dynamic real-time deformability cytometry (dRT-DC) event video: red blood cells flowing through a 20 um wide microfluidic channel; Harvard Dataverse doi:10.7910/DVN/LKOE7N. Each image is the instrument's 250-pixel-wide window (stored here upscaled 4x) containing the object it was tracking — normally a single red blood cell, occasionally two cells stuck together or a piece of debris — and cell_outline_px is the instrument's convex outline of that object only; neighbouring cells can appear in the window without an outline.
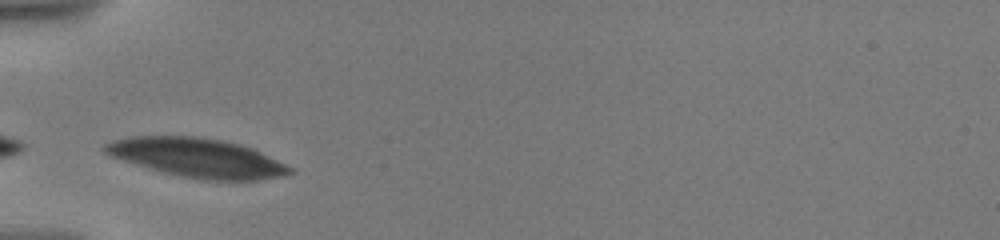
{"species": "human", "species_latin": "Homo sapiens", "temperature_condition": "warm", "stored_images_in_passage": 26, "camera_frame_rate_fps": 3000, "um_per_image_px": 0.085, "donor": {"sex": "male"}, "frame": {"image": 1, "passage_image": 1, "time_ms": 0.0, "image_size_px": [1000, 240], "cell_outline_px": [[296, 172], [284, 176], [256, 180], [204, 180], [164, 172], [136, 164], [112, 156], [104, 152], [100, 148], [104, 144], [112, 140], [128, 136], [200, 136], [224, 140], [240, 144], [252, 148], [296, 168]], "centroid_in_image_um": [16.82, 13.4], "position_along_channel_um": 68.2, "area_um2": 42.19}}
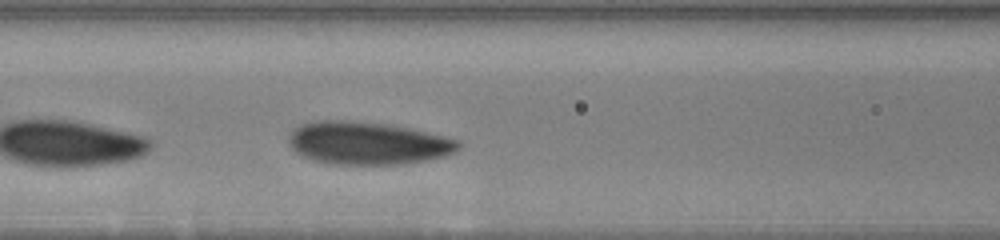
{"frame": {"image": 2, "passage_image": 9, "time_ms": 2.0, "image_size_px": [1000, 240], "cell_outline_px": [[460, 148], [444, 156], [424, 160], [400, 164], [336, 164], [316, 160], [304, 156], [296, 152], [292, 148], [288, 140], [288, 136], [296, 128], [304, 124], [320, 120], [344, 120], [384, 124], [424, 132], [456, 140], [460, 144]], "centroid_in_image_um": [31.2, 12.17], "position_along_channel_um": 135.4, "area_um2": 41.21}}
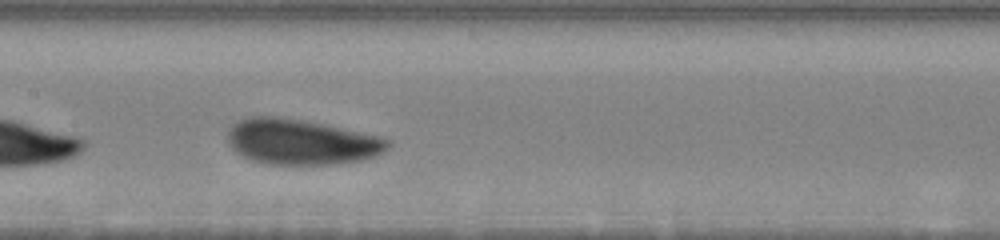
{"frame": {"image": 3, "passage_image": 13, "time_ms": 3.333, "image_size_px": [1000, 240], "cell_outline_px": [[392, 144], [384, 152], [360, 160], [336, 164], [268, 164], [252, 160], [236, 152], [228, 144], [228, 128], [232, 124], [248, 116], [272, 116], [300, 120], [324, 124], [376, 136], [388, 140]], "centroid_in_image_um": [25.55, 12.06], "position_along_channel_um": 181.9, "area_um2": 42.02}}